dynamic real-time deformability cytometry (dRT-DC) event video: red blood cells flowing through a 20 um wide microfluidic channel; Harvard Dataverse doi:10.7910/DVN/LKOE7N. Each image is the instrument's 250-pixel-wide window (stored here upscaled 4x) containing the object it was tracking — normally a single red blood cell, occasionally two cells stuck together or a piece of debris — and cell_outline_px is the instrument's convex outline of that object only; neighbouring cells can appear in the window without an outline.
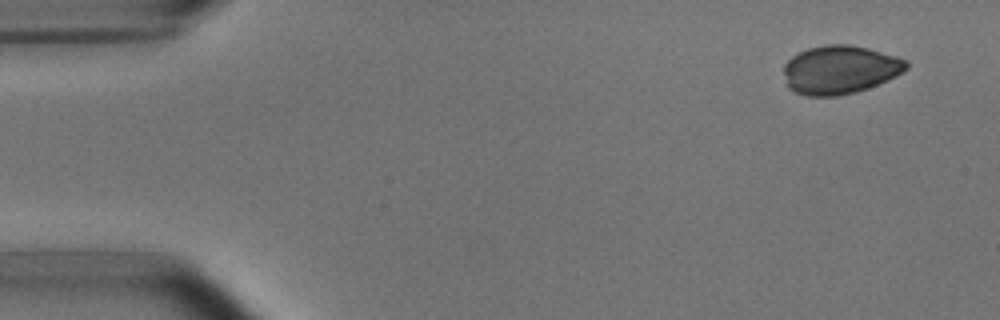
{"species": "common noctule bat (a hibernating species)", "species_latin": "Nyctalus noctula", "temperature_condition": "room temperature", "stored_images_in_passage": 5, "camera_frame_rate_fps": 3000, "um_per_image_px": 0.085, "animal": {"sex": "male", "body_mass_g": 15.6}, "frame": {"image": 1, "passage_image": 1, "time_ms": 0.0, "image_size_px": [1000, 320], "cell_outline_px": [[908, 68], [904, 72], [888, 80], [868, 88], [856, 92], [840, 96], [808, 96], [796, 92], [788, 88], [784, 72], [784, 64], [792, 56], [808, 48], [828, 44], [852, 44], [868, 48], [896, 56], [908, 60]], "centroid_in_image_um": [71.42, 5.92], "position_along_channel_um": 13.6, "area_um2": 34.85}}